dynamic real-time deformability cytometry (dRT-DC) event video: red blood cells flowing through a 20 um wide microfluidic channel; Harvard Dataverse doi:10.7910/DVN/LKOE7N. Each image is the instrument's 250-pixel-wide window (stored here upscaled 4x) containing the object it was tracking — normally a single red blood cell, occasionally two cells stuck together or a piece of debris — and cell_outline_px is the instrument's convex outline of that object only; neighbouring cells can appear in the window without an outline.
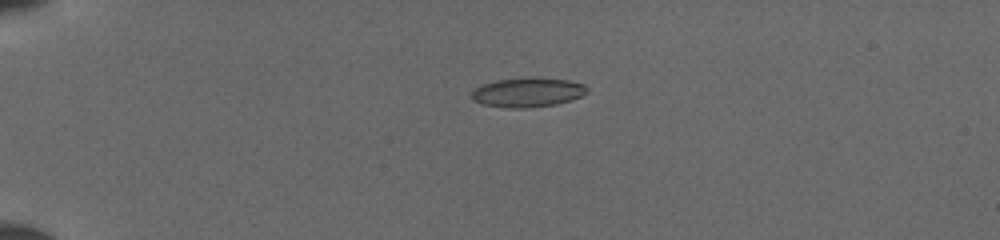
{"species": "common noctule bat (a hibernating species)", "species_latin": "Nyctalus noctula", "temperature_condition": "cold", "stored_images_in_passage": 38, "camera_frame_rate_fps": 3000, "um_per_image_px": 0.085, "animal": {"sex": "female", "body_mass_g": 19.5, "forearm_length_mm": 54.1}, "frame": {"image": 1, "passage_image": 1, "time_ms": 0.0, "image_size_px": [1000, 240], "cell_outline_px": [[588, 92], [580, 96], [556, 104], [524, 108], [508, 108], [480, 104], [472, 100], [472, 92], [480, 84], [496, 80], [532, 76], [568, 80], [584, 84], [588, 88]], "centroid_in_image_um": [44.82, 7.83], "position_along_channel_um": 40.2, "area_um2": 20.0}}
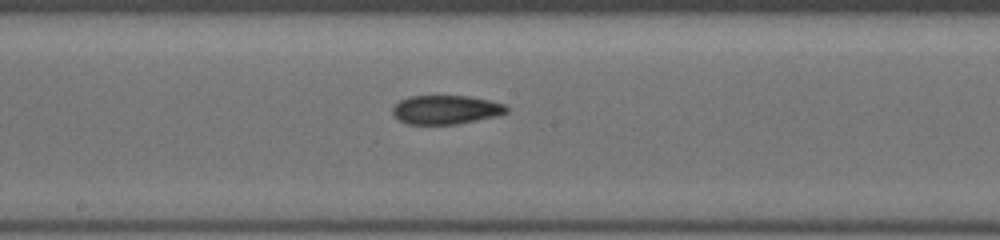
{"frame": {"image": 2, "passage_image": 17, "time_ms": 5.333, "image_size_px": [1000, 240], "cell_outline_px": [[508, 112], [500, 116], [456, 124], [408, 124], [400, 120], [392, 112], [392, 108], [400, 100], [408, 96], [468, 96], [488, 100], [504, 104], [508, 108]], "centroid_in_image_um": [37.93, 9.32], "position_along_channel_um": 210.3, "area_um2": 19.19}}
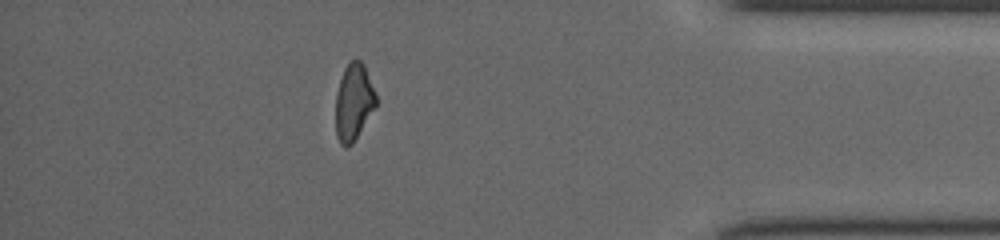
{"frame": {"image": 3, "passage_image": 33, "time_ms": 10.667, "image_size_px": [1000, 240], "cell_outline_px": [[376, 108], [352, 144], [348, 148], [344, 148], [340, 144], [336, 136], [336, 92], [344, 68], [352, 60], [360, 60], [364, 64], [376, 96]], "centroid_in_image_um": [30.06, 8.72], "position_along_channel_um": 405.1, "area_um2": 18.09}}